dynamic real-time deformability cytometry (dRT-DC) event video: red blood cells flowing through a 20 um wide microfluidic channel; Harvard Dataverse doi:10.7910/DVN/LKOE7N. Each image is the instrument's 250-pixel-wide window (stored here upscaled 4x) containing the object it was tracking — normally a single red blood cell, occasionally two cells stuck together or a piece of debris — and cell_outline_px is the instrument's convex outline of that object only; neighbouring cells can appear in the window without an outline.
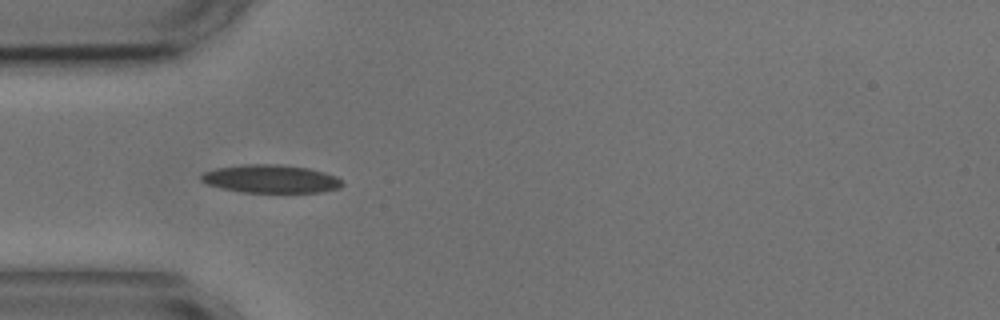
{"species": "common noctule bat (a hibernating species)", "species_latin": "Nyctalus noctula", "temperature_condition": "cold", "stored_images_in_passage": 3, "camera_frame_rate_fps": 3000, "um_per_image_px": 0.085, "animal": {"sex": "male", "body_mass_g": 17.9, "forearm_length_mm": 54.2}, "frame": {"image": 1, "passage_image": 2, "time_ms": 1.667, "image_size_px": [1000, 320], "cell_outline_px": [[344, 184], [340, 188], [320, 192], [244, 192], [220, 188], [208, 184], [200, 180], [200, 176], [204, 172], [216, 168], [244, 164], [280, 164], [308, 168], [324, 172], [336, 176]], "centroid_in_image_um": [23.01, 15.2], "position_along_channel_um": 62.0, "area_um2": 23.12}}